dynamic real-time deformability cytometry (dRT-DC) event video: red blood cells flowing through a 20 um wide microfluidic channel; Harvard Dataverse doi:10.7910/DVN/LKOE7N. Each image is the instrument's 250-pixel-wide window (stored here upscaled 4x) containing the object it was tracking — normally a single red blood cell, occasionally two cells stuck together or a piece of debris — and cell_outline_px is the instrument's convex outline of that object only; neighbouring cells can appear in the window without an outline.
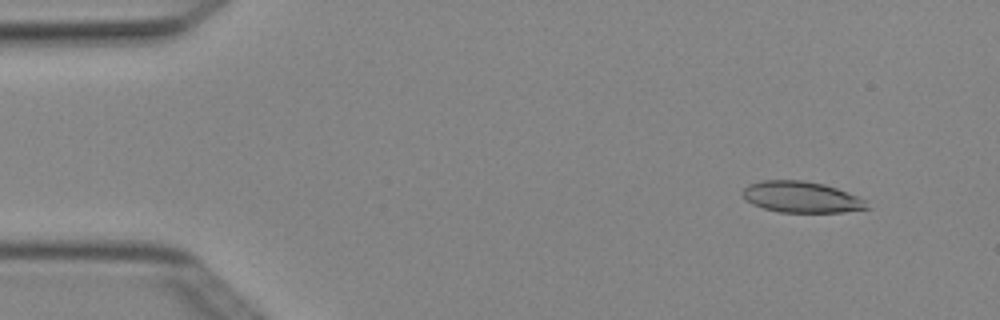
{"species": "Egyptian fruit bat (a non-hibernating species)", "species_latin": "Rousettus aegyptiacus", "temperature_condition": "cold", "stored_images_in_passage": 5, "camera_frame_rate_fps": 3000, "um_per_image_px": 0.085, "animal": {"sex": "female"}, "frame": {"image": 1, "passage_image": 2, "time_ms": 0.333, "image_size_px": [1000, 320], "cell_outline_px": [[868, 208], [844, 212], [780, 212], [764, 208], [752, 204], [744, 196], [744, 188], [748, 184], [760, 180], [804, 180], [824, 184], [836, 188], [856, 196], [864, 200]], "centroid_in_image_um": [68.09, 16.74], "position_along_channel_um": 16.9, "area_um2": 22.25}}
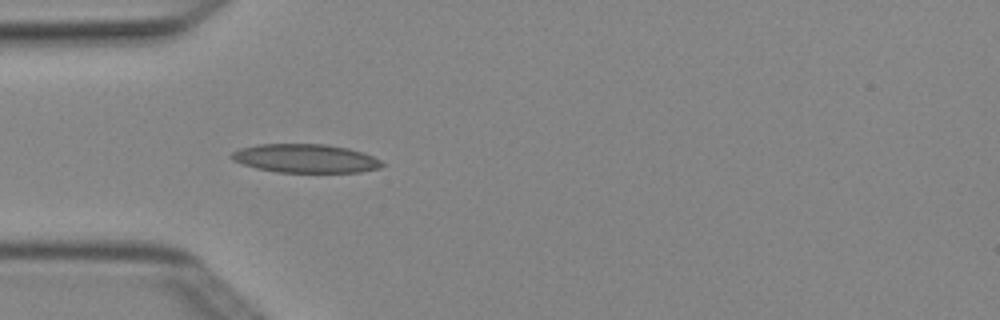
{"frame": {"image": 2, "passage_image": 5, "time_ms": 1.333, "image_size_px": [1000, 320], "cell_outline_px": [[384, 164], [380, 168], [360, 172], [276, 172], [256, 168], [232, 160], [228, 156], [232, 152], [240, 148], [256, 144], [328, 144], [348, 148], [372, 156], [380, 160]], "centroid_in_image_um": [25.93, 13.46], "position_along_channel_um": 59.1, "area_um2": 25.14}}